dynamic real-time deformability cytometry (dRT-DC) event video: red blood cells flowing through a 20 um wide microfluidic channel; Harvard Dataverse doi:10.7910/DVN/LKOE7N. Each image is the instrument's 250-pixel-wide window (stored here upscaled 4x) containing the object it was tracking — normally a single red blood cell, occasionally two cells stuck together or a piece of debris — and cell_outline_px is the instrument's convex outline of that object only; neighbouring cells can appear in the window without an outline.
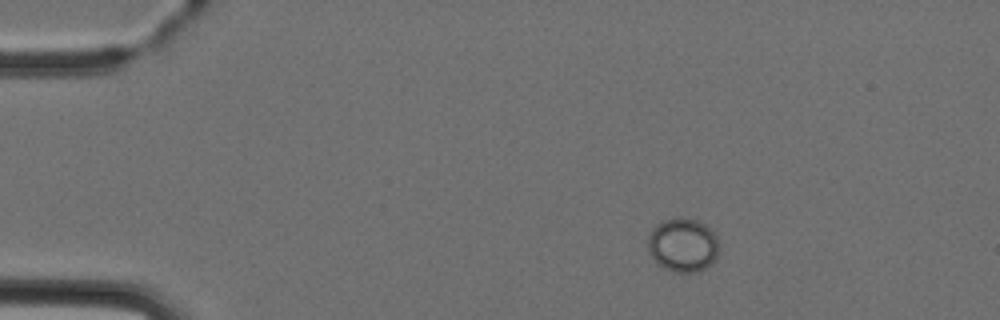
{"species": "Egyptian fruit bat (a non-hibernating species)", "species_latin": "Rousettus aegyptiacus", "temperature_condition": "cold", "stored_images_in_passage": 3, "camera_frame_rate_fps": 3000, "um_per_image_px": 0.085, "animal": {"sex": "female"}, "frame": {"image": 1, "passage_image": 2, "time_ms": 1.333, "image_size_px": [1000, 320], "cell_outline_px": [[716, 260], [704, 268], [696, 272], [672, 272], [656, 264], [648, 252], [648, 236], [652, 228], [656, 224], [664, 220], [696, 220], [704, 224], [716, 236]], "centroid_in_image_um": [57.98, 20.87], "position_along_channel_um": 27.0, "area_um2": 21.85}}